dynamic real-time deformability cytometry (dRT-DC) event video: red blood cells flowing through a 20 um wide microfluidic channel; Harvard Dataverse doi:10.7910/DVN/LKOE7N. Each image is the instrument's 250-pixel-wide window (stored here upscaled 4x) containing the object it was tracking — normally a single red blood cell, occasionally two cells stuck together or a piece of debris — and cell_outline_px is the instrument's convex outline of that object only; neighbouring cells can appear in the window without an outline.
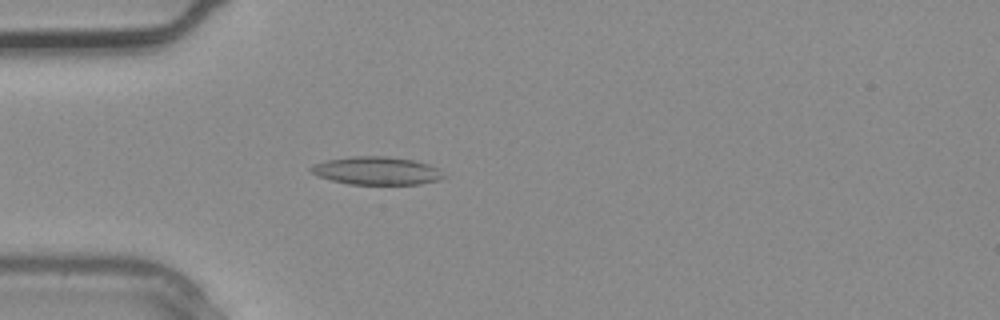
{"species": "common noctule bat (a hibernating species)", "species_latin": "Nyctalus noctula", "temperature_condition": "warm", "stored_images_in_passage": 2, "camera_frame_rate_fps": 3000, "um_per_image_px": 0.085, "animal": {"sex": "male", "body_mass_g": 20.4}, "frame": {"image": 1, "passage_image": 2, "time_ms": 0.333, "image_size_px": [1000, 320], "cell_outline_px": [[448, 176], [440, 180], [420, 184], [348, 184], [332, 180], [320, 176], [312, 172], [308, 168], [316, 164], [328, 160], [352, 156], [388, 156], [412, 160], [428, 164], [440, 168]], "centroid_in_image_um": [32.11, 14.51], "position_along_channel_um": 52.9, "area_um2": 21.68}}